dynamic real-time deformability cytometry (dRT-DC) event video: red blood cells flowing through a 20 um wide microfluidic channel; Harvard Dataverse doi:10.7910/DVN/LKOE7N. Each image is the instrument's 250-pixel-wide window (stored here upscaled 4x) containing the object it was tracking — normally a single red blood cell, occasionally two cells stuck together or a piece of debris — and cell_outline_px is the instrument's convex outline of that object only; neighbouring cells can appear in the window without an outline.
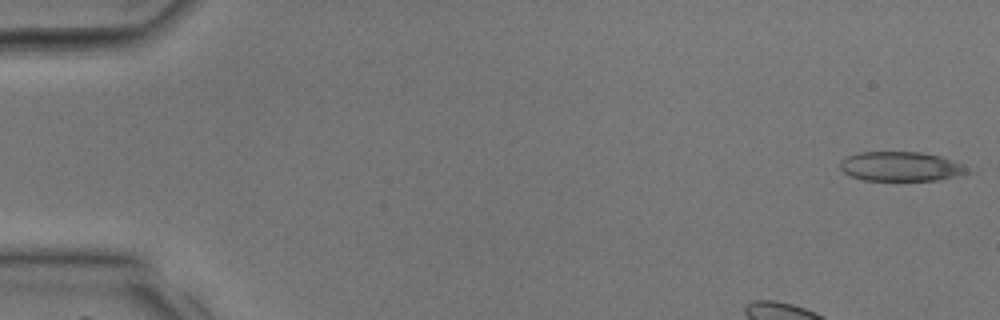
{"species": "common noctule bat (a hibernating species)", "species_latin": "Nyctalus noctula", "temperature_condition": "room temperature", "stored_images_in_passage": 37, "camera_frame_rate_fps": 3000, "um_per_image_px": 0.085, "animal": {"sex": "male", "body_mass_g": 17.9, "forearm_length_mm": 54.2}, "frame": {"image": 1, "passage_image": 1, "time_ms": 0.0, "image_size_px": [1000, 320], "cell_outline_px": [[976, 172], [936, 180], [864, 180], [852, 176], [844, 172], [840, 168], [840, 160], [848, 156], [860, 152], [920, 152], [940, 156], [960, 164]], "centroid_in_image_um": [76.59, 14.15], "position_along_channel_um": 8.4, "area_um2": 21.73}}
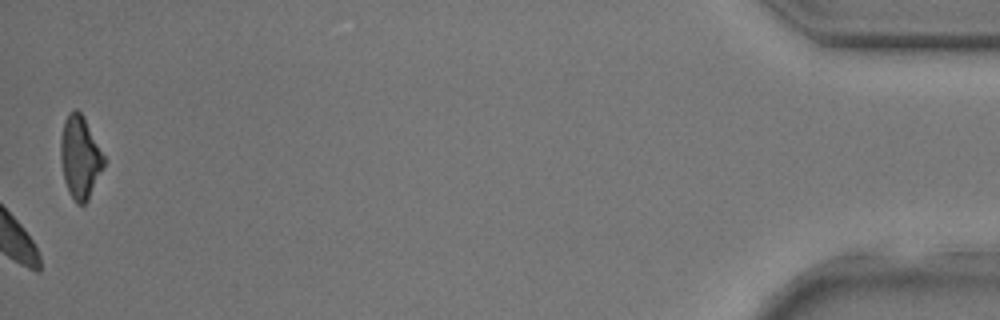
{"frame": {"image": 2, "passage_image": 37, "time_ms": 12.0, "image_size_px": [1000, 320], "cell_outline_px": [[104, 168], [88, 200], [84, 204], [76, 204], [64, 180], [60, 160], [60, 136], [64, 120], [68, 112], [76, 108], [84, 116], [104, 156]], "centroid_in_image_um": [6.79, 13.33], "position_along_channel_um": 428.4, "area_um2": 20.92}}